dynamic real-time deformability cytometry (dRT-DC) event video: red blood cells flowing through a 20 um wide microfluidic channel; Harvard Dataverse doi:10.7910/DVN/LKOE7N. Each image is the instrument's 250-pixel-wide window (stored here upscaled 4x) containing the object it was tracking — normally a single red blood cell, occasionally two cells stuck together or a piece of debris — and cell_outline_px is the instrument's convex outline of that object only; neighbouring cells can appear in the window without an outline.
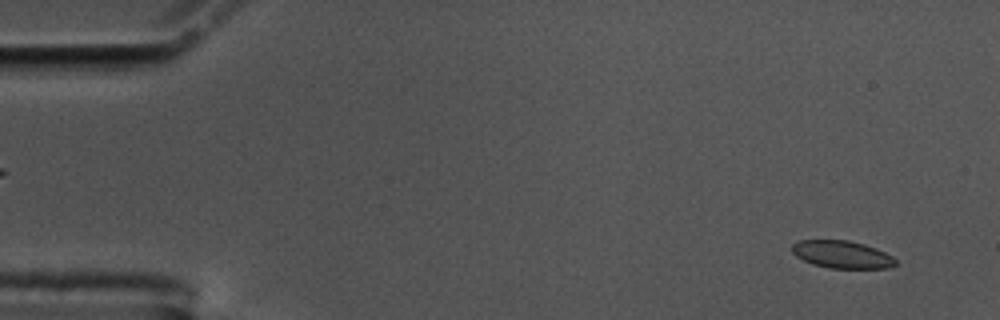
{"species": "common noctule bat (a hibernating species)", "species_latin": "Nyctalus noctula", "temperature_condition": "cold", "stored_images_in_passage": 55, "camera_frame_rate_fps": 3000, "um_per_image_px": 0.085, "animal": {"sex": "male", "body_mass_g": 17.5, "forearm_length_mm": 52.3}, "frame": {"image": 1, "passage_image": 2, "time_ms": 0.333, "image_size_px": [1000, 320], "cell_outline_px": [[896, 264], [892, 268], [828, 268], [812, 264], [796, 256], [792, 252], [792, 244], [800, 240], [848, 240], [864, 244], [876, 248], [892, 256], [896, 260]], "centroid_in_image_um": [71.57, 21.63], "position_along_channel_um": 13.4, "area_um2": 16.65}}
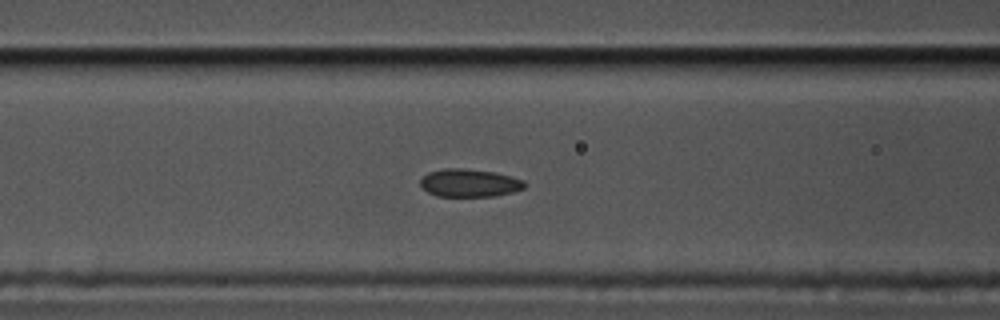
{"frame": {"image": 2, "passage_image": 21, "time_ms": 6.667, "image_size_px": [1000, 320], "cell_outline_px": [[528, 184], [524, 188], [512, 192], [492, 196], [436, 196], [428, 192], [420, 184], [420, 180], [428, 172], [444, 168], [464, 168], [496, 172], [512, 176], [524, 180]], "centroid_in_image_um": [39.93, 15.54], "position_along_channel_um": 126.7, "area_um2": 17.05}}
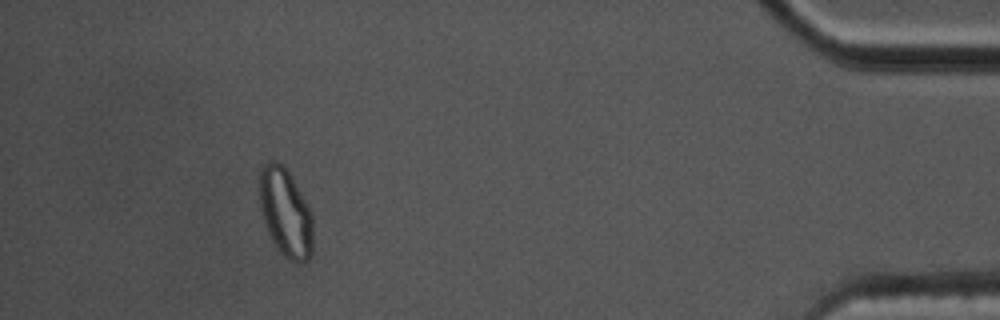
{"frame": {"image": 3, "passage_image": 50, "time_ms": 16.333, "image_size_px": [1000, 320], "cell_outline_px": [[312, 252], [308, 260], [300, 264], [296, 264], [284, 256], [272, 240], [268, 232], [264, 220], [256, 192], [260, 172], [264, 164], [272, 160], [276, 160], [288, 172], [312, 212]], "centroid_in_image_um": [24.24, 18.08], "position_along_channel_um": 411.0, "area_um2": 27.69}, "authors_computed_cell_mechanics": {"area_um2": 17.2822, "velocity_mm_per_s": 3.5539, "shape_relaxation_time_tau1_ms": 3.7755, "shape_relaxation_time_tau2_ms": 1.0642, "deformation_change_tau1": 0.0935, "deformation_change_tau2": 0.0516}}